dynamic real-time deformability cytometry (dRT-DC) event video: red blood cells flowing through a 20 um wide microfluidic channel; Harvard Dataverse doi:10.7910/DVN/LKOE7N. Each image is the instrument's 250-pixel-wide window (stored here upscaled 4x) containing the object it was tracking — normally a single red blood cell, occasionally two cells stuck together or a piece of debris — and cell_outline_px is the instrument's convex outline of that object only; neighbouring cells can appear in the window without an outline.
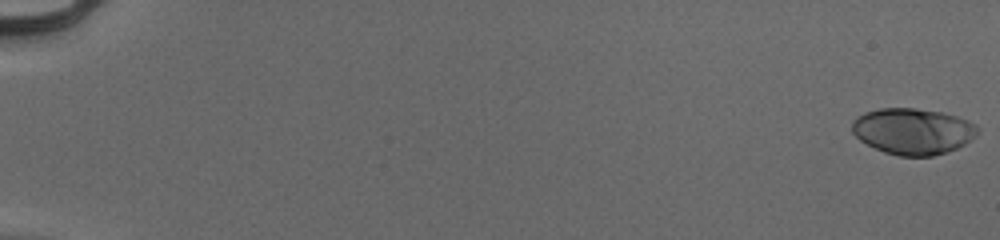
{"species": "human", "species_latin": "Homo sapiens", "temperature_condition": "cold", "stored_images_in_passage": 54, "camera_frame_rate_fps": 3000, "um_per_image_px": 0.085, "donor": {"sex": "male"}, "frame": {"image": 1, "passage_image": 1, "time_ms": 0.0, "image_size_px": [1000, 240], "cell_outline_px": [[980, 132], [976, 136], [964, 144], [956, 148], [932, 156], [900, 156], [884, 152], [860, 140], [852, 132], [852, 120], [864, 112], [880, 108], [916, 108], [940, 112], [956, 116], [968, 120], [976, 124], [980, 128]], "centroid_in_image_um": [77.61, 11.14], "position_along_channel_um": 7.4, "area_um2": 33.81}}
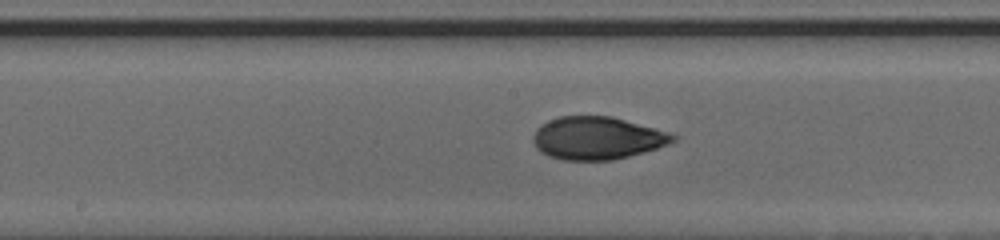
{"frame": {"image": 2, "passage_image": 31, "time_ms": 10.0, "image_size_px": [1000, 240], "cell_outline_px": [[676, 140], [668, 144], [644, 152], [612, 160], [564, 160], [548, 156], [540, 152], [536, 148], [532, 140], [532, 136], [536, 128], [548, 120], [560, 116], [612, 116], [668, 132], [676, 136]], "centroid_in_image_um": [50.71, 11.74], "position_along_channel_um": 197.5, "area_um2": 34.8}}
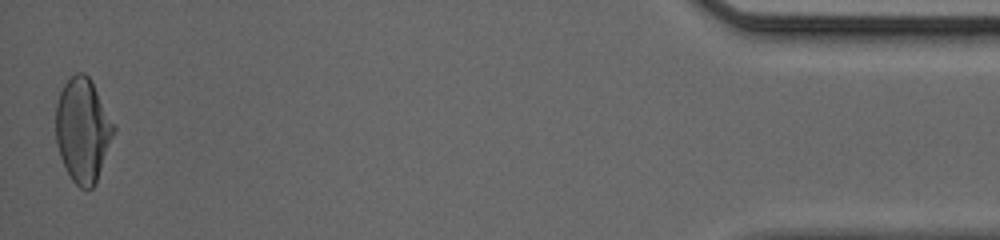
{"frame": {"image": 3, "passage_image": 54, "time_ms": 17.667, "image_size_px": [1000, 240], "cell_outline_px": [[116, 128], [96, 180], [92, 188], [80, 188], [72, 180], [60, 156], [56, 140], [56, 104], [60, 92], [64, 84], [76, 72], [84, 72], [88, 76]], "centroid_in_image_um": [7.01, 11.04], "position_along_channel_um": 428.2, "area_um2": 34.28}, "authors_computed_cell_mechanics": {"area_um2": 34.0442, "velocity_mm_per_s": 4.019, "shape_relaxation_time_tau1_ms": 5.4284, "shape_relaxation_time_tau2_ms": 1.3027, "deformation_change_tau1": 0.198, "deformation_change_tau2": 0.0567}}